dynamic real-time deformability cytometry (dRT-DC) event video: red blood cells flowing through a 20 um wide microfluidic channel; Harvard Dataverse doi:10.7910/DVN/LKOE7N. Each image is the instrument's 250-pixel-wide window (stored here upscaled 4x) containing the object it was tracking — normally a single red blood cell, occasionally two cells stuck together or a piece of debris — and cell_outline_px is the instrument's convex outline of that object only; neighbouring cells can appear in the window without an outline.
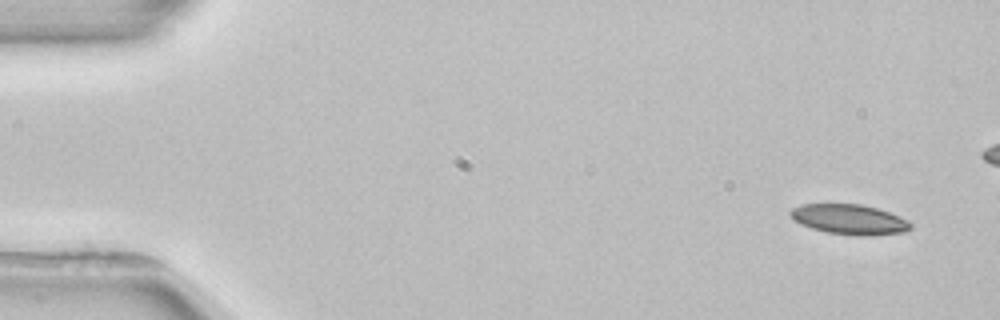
{"species": "common noctule bat (a hibernating species)", "species_latin": "Nyctalus noctula", "temperature_condition": "room temperature", "stored_images_in_passage": 5, "camera_frame_rate_fps": 3000, "um_per_image_px": 0.085, "animal": {"sex": "female", "body_mass_g": 22.7, "forearm_length_mm": 54.2}, "frame": {"image": 1, "passage_image": 1, "time_ms": 0.0, "image_size_px": [1000, 320], "cell_outline_px": [[912, 228], [904, 232], [872, 236], [864, 236], [828, 232], [812, 228], [800, 224], [792, 220], [788, 212], [792, 208], [800, 204], [860, 204], [876, 208], [900, 216], [908, 220], [912, 224]], "centroid_in_image_um": [72.19, 18.65], "position_along_channel_um": 12.8, "area_um2": 21.15}}